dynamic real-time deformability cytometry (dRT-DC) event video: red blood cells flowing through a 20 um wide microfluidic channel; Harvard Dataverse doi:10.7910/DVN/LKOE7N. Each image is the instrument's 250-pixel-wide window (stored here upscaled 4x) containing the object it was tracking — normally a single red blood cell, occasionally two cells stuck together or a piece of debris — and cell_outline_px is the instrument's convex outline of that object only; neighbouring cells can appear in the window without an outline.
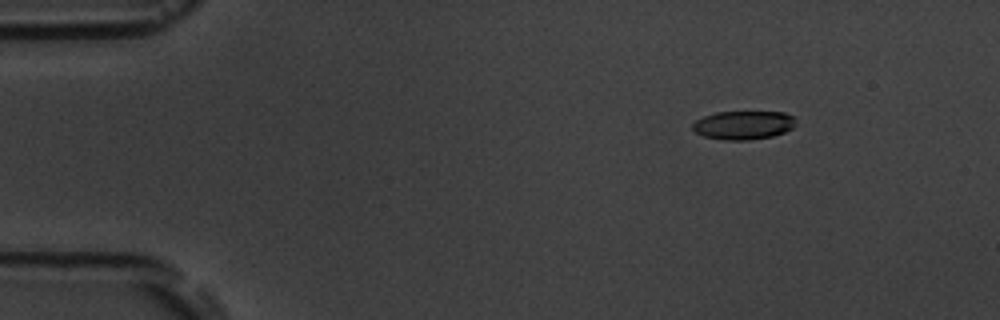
{"species": "common noctule bat (a hibernating species)", "species_latin": "Nyctalus noctula", "temperature_condition": "room temperature", "stored_images_in_passage": 9, "camera_frame_rate_fps": 3000, "um_per_image_px": 0.085, "animal": {"sex": "male", "body_mass_g": 19.5, "forearm_length_mm": 54.6}, "frame": {"image": 1, "passage_image": 3, "time_ms": 2.333, "image_size_px": [1000, 320], "cell_outline_px": [[796, 124], [792, 128], [784, 132], [772, 136], [748, 140], [724, 140], [704, 136], [696, 132], [692, 128], [692, 124], [696, 120], [704, 116], [716, 112], [784, 112], [792, 116]], "centroid_in_image_um": [63.18, 10.63], "position_along_channel_um": 21.8, "area_um2": 17.11}}
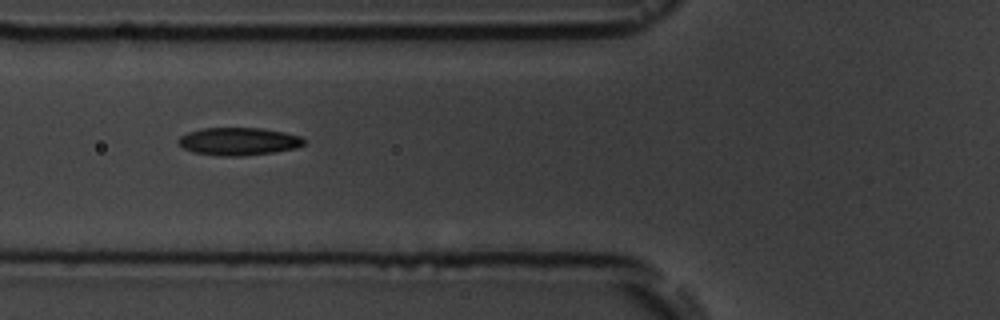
{"frame": {"image": 2, "passage_image": 7, "time_ms": 7.0, "image_size_px": [1000, 320], "cell_outline_px": [[304, 144], [296, 148], [272, 152], [244, 156], [220, 156], [192, 152], [176, 144], [176, 140], [180, 136], [188, 132], [200, 128], [260, 128], [284, 132], [300, 136], [304, 140]], "centroid_in_image_um": [20.22, 12.02], "position_along_channel_um": 105.6, "area_um2": 20.4}}
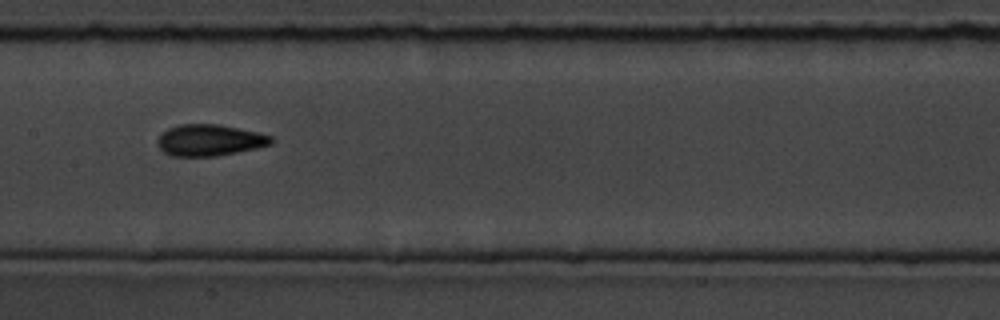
{"frame": {"image": 3, "passage_image": 9, "time_ms": 9.333, "image_size_px": [1000, 320], "cell_outline_px": [[276, 140], [272, 144], [256, 148], [216, 156], [172, 156], [164, 152], [160, 148], [156, 140], [168, 128], [180, 124], [220, 124], [256, 132], [272, 136]], "centroid_in_image_um": [17.83, 11.91], "position_along_channel_um": 189.6, "area_um2": 20.75}}